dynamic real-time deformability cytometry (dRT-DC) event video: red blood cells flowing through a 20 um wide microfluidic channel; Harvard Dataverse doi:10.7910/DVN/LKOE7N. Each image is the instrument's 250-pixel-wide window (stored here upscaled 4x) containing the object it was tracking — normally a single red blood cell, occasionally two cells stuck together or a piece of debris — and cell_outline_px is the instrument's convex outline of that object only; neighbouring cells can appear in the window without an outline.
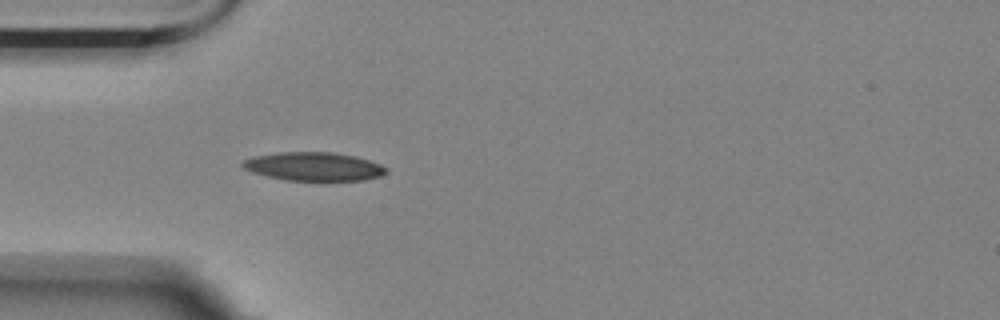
{"species": "Egyptian fruit bat (a non-hibernating species)", "species_latin": "Rousettus aegyptiacus", "temperature_condition": "room temperature", "stored_images_in_passage": 12, "camera_frame_rate_fps": 3000, "um_per_image_px": 0.085, "animal": {"sex": "female"}, "frame": {"image": 1, "passage_image": 1, "time_ms": 0.0, "image_size_px": [1000, 320], "cell_outline_px": [[388, 172], [380, 176], [364, 180], [284, 180], [252, 172], [244, 168], [240, 164], [244, 160], [252, 156], [276, 152], [332, 152], [356, 156], [380, 164], [388, 168]], "centroid_in_image_um": [26.66, 14.14], "position_along_channel_um": 58.3, "area_um2": 23.93}}
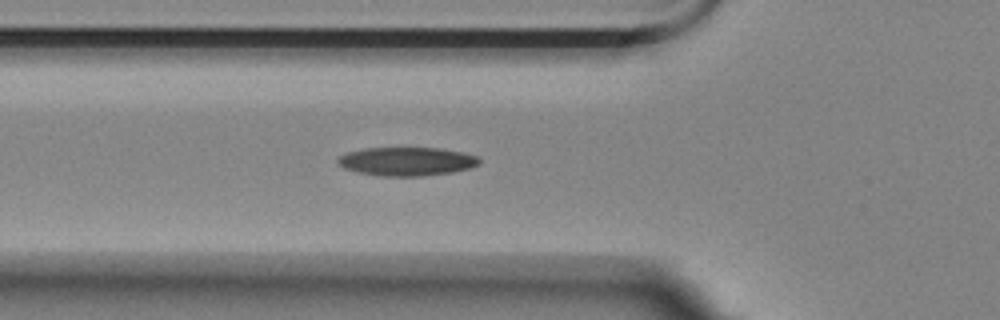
{"frame": {"image": 2, "passage_image": 4, "time_ms": 1.0, "image_size_px": [1000, 320], "cell_outline_px": [[480, 164], [468, 168], [452, 172], [424, 176], [380, 176], [356, 172], [344, 168], [336, 164], [336, 160], [340, 156], [348, 152], [364, 148], [440, 148], [460, 152], [476, 156], [480, 160]], "centroid_in_image_um": [34.52, 13.72], "position_along_channel_um": 91.3, "area_um2": 23.58}}
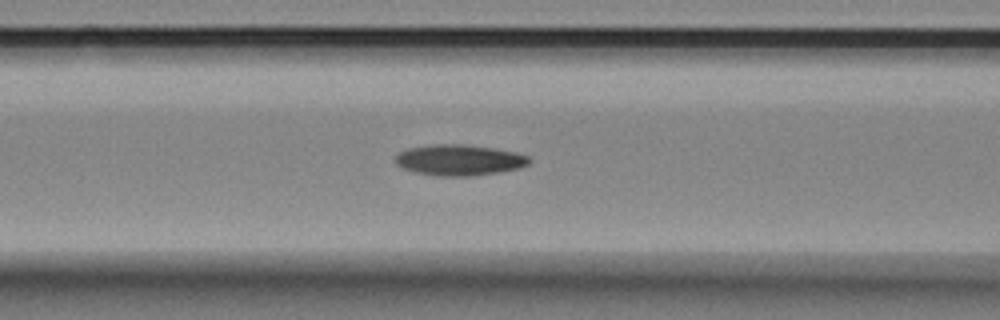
{"frame": {"image": 3, "passage_image": 7, "time_ms": 2.0, "image_size_px": [1000, 320], "cell_outline_px": [[532, 160], [528, 164], [520, 168], [500, 172], [472, 176], [436, 176], [416, 172], [404, 168], [396, 164], [396, 156], [400, 152], [408, 148], [436, 144], [464, 144], [496, 148], [516, 152], [528, 156]], "centroid_in_image_um": [39.08, 13.6], "position_along_channel_um": 127.5, "area_um2": 24.16}}